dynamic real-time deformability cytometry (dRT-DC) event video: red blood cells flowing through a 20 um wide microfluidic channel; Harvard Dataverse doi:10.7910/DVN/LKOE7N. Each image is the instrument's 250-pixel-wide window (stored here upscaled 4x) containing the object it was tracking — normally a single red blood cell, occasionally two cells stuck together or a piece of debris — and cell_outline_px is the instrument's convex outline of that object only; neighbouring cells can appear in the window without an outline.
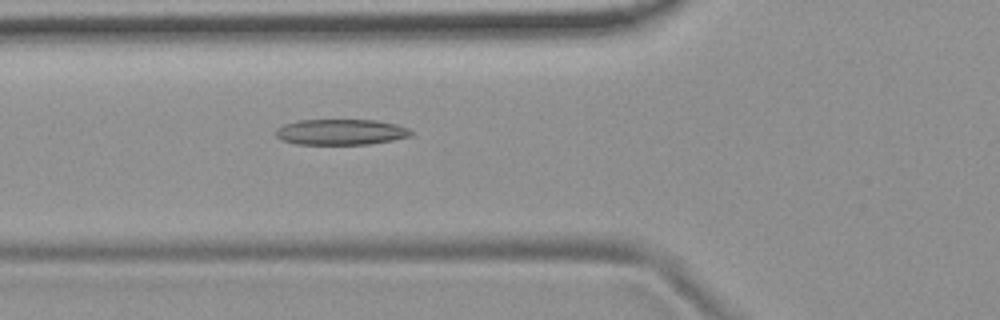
{"species": "common noctule bat (a hibernating species)", "species_latin": "Nyctalus noctula", "temperature_condition": "room temperature", "stored_images_in_passage": 5, "camera_frame_rate_fps": 3000, "um_per_image_px": 0.085, "animal": {"sex": "female", "body_mass_g": 19.9}, "frame": {"image": 1, "passage_image": 5, "time_ms": 4.333, "image_size_px": [1000, 320], "cell_outline_px": [[412, 136], [392, 140], [368, 144], [296, 144], [280, 140], [276, 136], [276, 128], [284, 124], [296, 120], [376, 120], [396, 124], [408, 128], [412, 132]], "centroid_in_image_um": [28.94, 11.22], "position_along_channel_um": 96.9, "area_um2": 20.35}}